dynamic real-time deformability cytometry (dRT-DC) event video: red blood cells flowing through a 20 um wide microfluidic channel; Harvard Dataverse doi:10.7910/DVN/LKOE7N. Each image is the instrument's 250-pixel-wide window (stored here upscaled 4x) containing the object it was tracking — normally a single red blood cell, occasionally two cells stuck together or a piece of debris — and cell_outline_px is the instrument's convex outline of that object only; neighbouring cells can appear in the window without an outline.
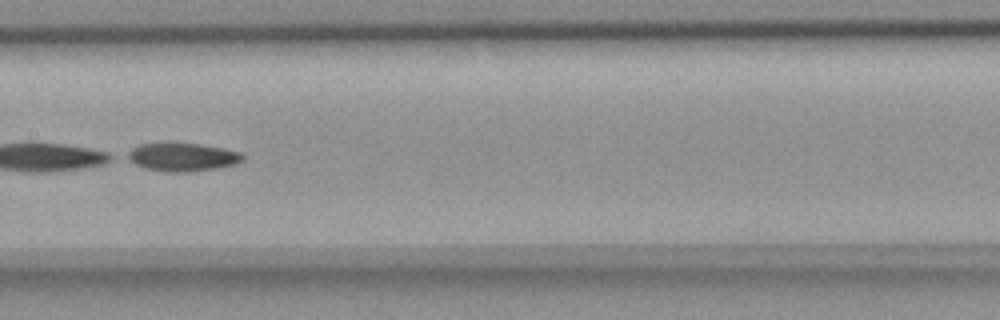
{"species": "common noctule bat (a hibernating species)", "species_latin": "Nyctalus noctula", "temperature_condition": "room temperature", "stored_images_in_passage": 40, "camera_frame_rate_fps": 3000, "um_per_image_px": 0.085, "animal": {"sex": "female", "body_mass_g": 18.4}, "frame": {"image": 1, "passage_image": 14, "time_ms": 4.333, "image_size_px": [1000, 320], "cell_outline_px": [[244, 160], [220, 168], [188, 172], [168, 172], [148, 168], [136, 164], [124, 156], [124, 152], [140, 144], [172, 140], [200, 144], [224, 148], [240, 152], [244, 156]], "centroid_in_image_um": [15.46, 13.3], "position_along_channel_um": 191.9, "area_um2": 19.65}}